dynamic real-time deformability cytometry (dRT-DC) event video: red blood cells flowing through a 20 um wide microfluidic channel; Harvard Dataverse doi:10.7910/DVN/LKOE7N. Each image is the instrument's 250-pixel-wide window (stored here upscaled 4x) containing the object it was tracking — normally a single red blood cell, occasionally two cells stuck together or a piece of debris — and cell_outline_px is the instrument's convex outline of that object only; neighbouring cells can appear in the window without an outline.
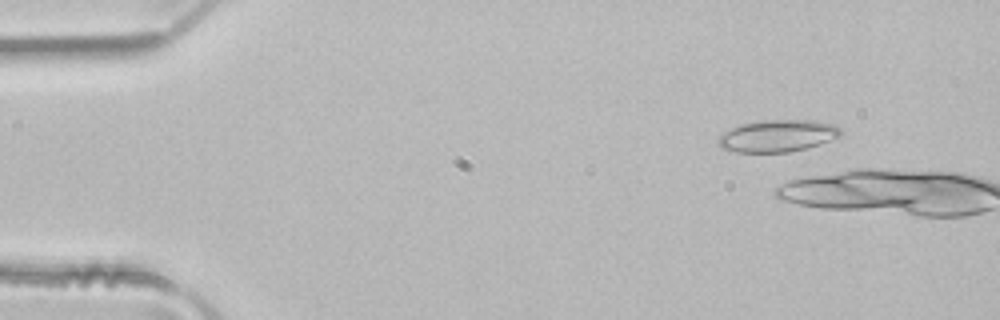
{"species": "common noctule bat (a hibernating species)", "species_latin": "Nyctalus noctula", "temperature_condition": "room temperature", "stored_images_in_passage": 2, "camera_frame_rate_fps": 3000, "um_per_image_px": 0.085, "animal": {"sex": "male", "body_mass_g": 21.5, "forearm_length_mm": 52.0}, "frame": {"image": 1, "passage_image": 1, "time_ms": 0.0, "image_size_px": [1000, 320], "cell_outline_px": [[840, 136], [820, 144], [788, 152], [736, 152], [720, 148], [716, 140], [724, 132], [732, 128], [744, 124], [764, 120], [812, 120], [832, 124], [840, 128]], "centroid_in_image_um": [66.07, 11.55], "position_along_channel_um": 18.9, "area_um2": 22.6}}